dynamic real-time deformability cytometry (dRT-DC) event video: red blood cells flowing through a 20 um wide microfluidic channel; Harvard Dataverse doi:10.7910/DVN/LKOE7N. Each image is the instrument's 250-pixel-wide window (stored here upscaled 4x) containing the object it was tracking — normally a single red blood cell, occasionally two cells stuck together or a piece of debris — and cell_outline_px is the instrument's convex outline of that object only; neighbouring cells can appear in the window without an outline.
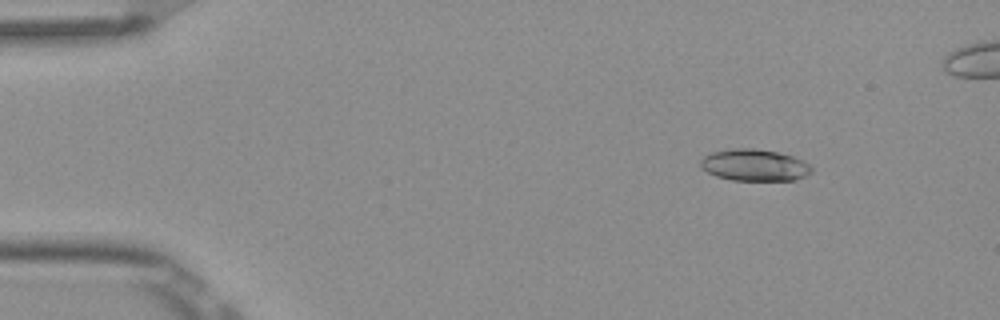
{"species": "Egyptian fruit bat (a non-hibernating species)", "species_latin": "Rousettus aegyptiacus", "temperature_condition": "room temperature", "stored_images_in_passage": 7, "camera_frame_rate_fps": 3000, "um_per_image_px": 0.085, "frame": {"image": 1, "passage_image": 2, "time_ms": 0.333, "image_size_px": [1000, 320], "cell_outline_px": [[812, 172], [796, 180], [732, 180], [716, 176], [700, 168], [700, 160], [704, 156], [712, 152], [736, 148], [756, 148], [776, 152], [792, 156], [808, 164], [812, 168]], "centroid_in_image_um": [64.1, 14.03], "position_along_channel_um": 20.9, "area_um2": 20.4}}
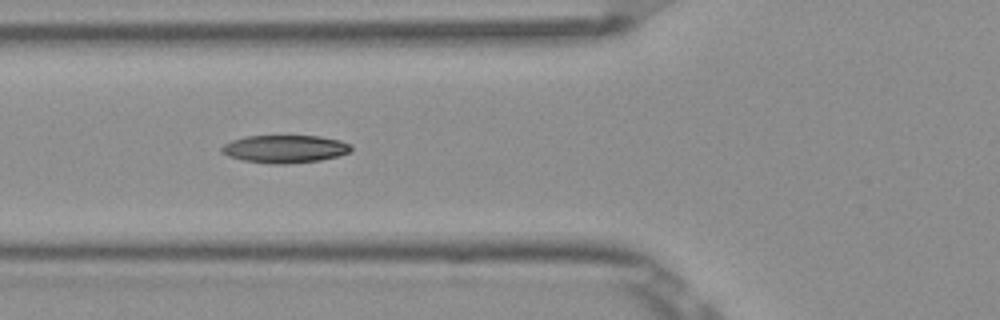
{"frame": {"image": 2, "passage_image": 6, "time_ms": 1.667, "image_size_px": [1000, 320], "cell_outline_px": [[352, 148], [348, 152], [336, 156], [320, 160], [284, 164], [272, 164], [244, 160], [228, 156], [220, 152], [220, 148], [224, 144], [232, 140], [244, 136], [320, 136], [340, 140], [352, 144]], "centroid_in_image_um": [24.19, 12.65], "position_along_channel_um": 101.6, "area_um2": 20.92}}
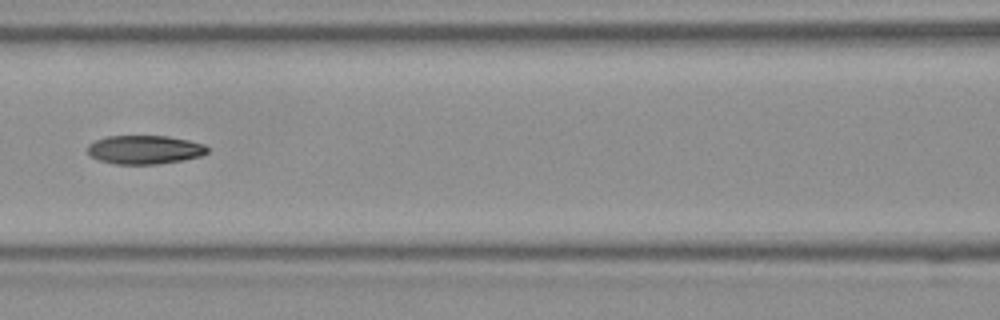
{"frame": {"image": 3, "passage_image": 7, "time_ms": 2.0, "image_size_px": [1000, 320], "cell_outline_px": [[208, 152], [200, 156], [184, 160], [156, 164], [116, 164], [100, 160], [92, 156], [88, 152], [88, 144], [104, 136], [168, 136], [188, 140], [204, 144], [208, 148]], "centroid_in_image_um": [12.31, 12.72], "position_along_channel_um": 154.3, "area_um2": 20.0}}